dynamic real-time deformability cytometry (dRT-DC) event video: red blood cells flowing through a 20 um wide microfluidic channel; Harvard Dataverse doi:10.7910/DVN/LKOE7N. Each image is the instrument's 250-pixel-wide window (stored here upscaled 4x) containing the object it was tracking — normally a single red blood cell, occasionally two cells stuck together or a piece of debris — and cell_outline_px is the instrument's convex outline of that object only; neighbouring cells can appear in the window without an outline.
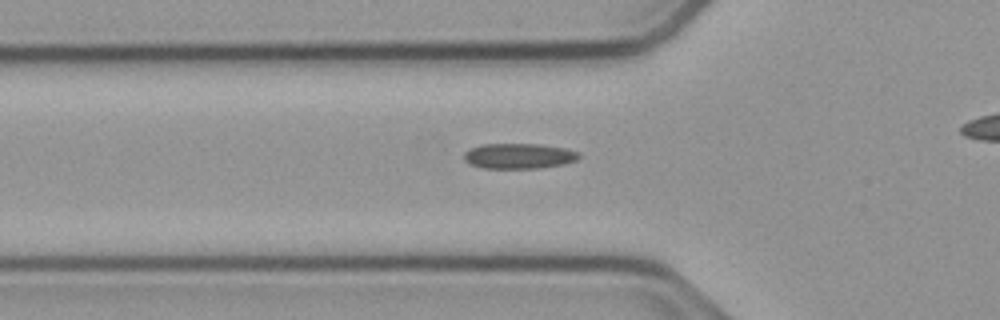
{"species": "common noctule bat (a hibernating species)", "species_latin": "Nyctalus noctula", "temperature_condition": "cold", "stored_images_in_passage": 35, "camera_frame_rate_fps": 3000, "um_per_image_px": 0.085, "animal": {"sex": "male", "body_mass_g": 23.1, "forearm_length_mm": 52.7}, "frame": {"image": 1, "passage_image": 9, "time_ms": 2.667, "image_size_px": [1000, 320], "cell_outline_px": [[580, 156], [576, 160], [564, 164], [540, 168], [484, 168], [472, 164], [464, 160], [464, 152], [480, 144], [540, 144], [564, 148], [580, 152]], "centroid_in_image_um": [44.12, 13.25], "position_along_channel_um": 81.7, "area_um2": 16.94}}
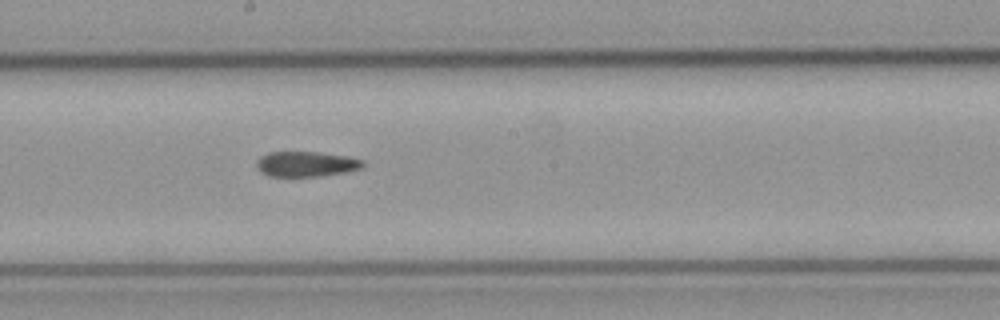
{"frame": {"image": 2, "passage_image": 20, "time_ms": 6.333, "image_size_px": [1000, 320], "cell_outline_px": [[364, 164], [360, 168], [340, 172], [316, 176], [268, 176], [256, 164], [256, 160], [260, 156], [268, 152], [316, 152], [344, 156], [360, 160]], "centroid_in_image_um": [25.94, 13.93], "position_along_channel_um": 222.3, "area_um2": 15.03}}
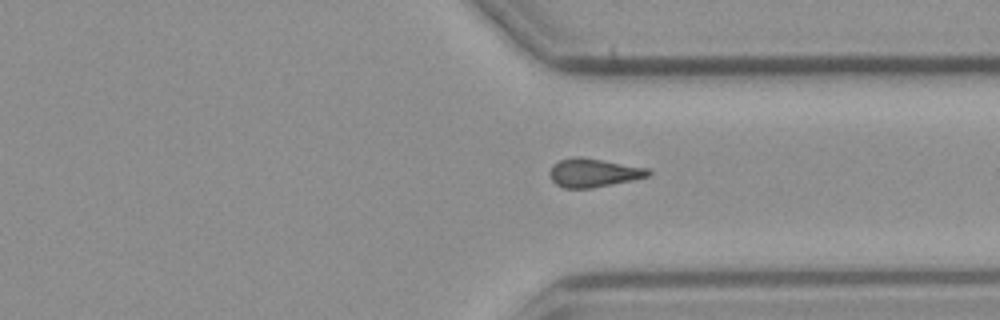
{"frame": {"image": 3, "passage_image": 31, "time_ms": 10.0, "image_size_px": [1000, 320], "cell_outline_px": [[652, 172], [648, 176], [632, 180], [592, 188], [564, 188], [556, 184], [552, 180], [552, 164], [560, 160], [576, 156], [580, 156], [648, 168]], "centroid_in_image_um": [50.47, 14.68], "position_along_channel_um": 360.9, "area_um2": 16.18}}